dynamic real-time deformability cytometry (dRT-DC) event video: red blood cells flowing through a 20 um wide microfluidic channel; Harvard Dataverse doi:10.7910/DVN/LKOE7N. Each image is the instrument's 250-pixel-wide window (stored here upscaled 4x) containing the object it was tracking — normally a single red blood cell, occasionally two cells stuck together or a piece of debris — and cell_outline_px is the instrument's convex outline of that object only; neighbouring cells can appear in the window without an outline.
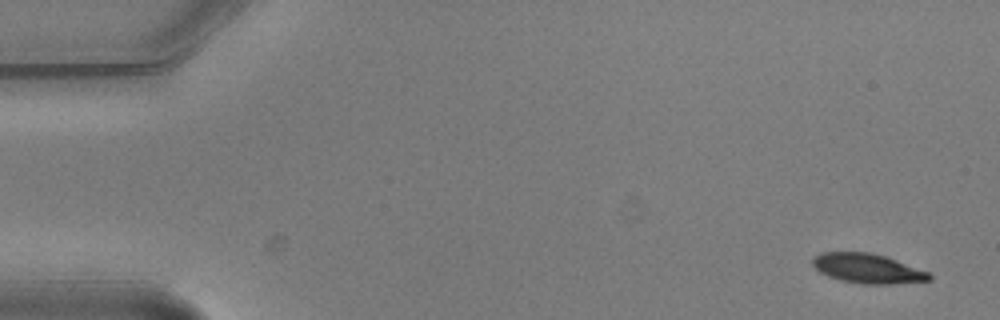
{"species": "common noctule bat (a hibernating species)", "species_latin": "Nyctalus noctula", "temperature_condition": "warm", "stored_images_in_passage": 5, "camera_frame_rate_fps": 3000, "um_per_image_px": 0.085, "animal": {"sex": "male", "body_mass_g": 20.5, "forearm_length_mm": 52.5}, "frame": {"image": 1, "passage_image": 1, "time_ms": 0.0, "image_size_px": [1000, 320], "cell_outline_px": [[932, 280], [892, 284], [864, 284], [840, 280], [828, 276], [820, 272], [812, 264], [812, 260], [820, 252], [868, 252], [884, 256], [896, 260], [928, 272], [932, 276]], "centroid_in_image_um": [73.73, 22.82], "position_along_channel_um": 11.3, "area_um2": 19.94}}
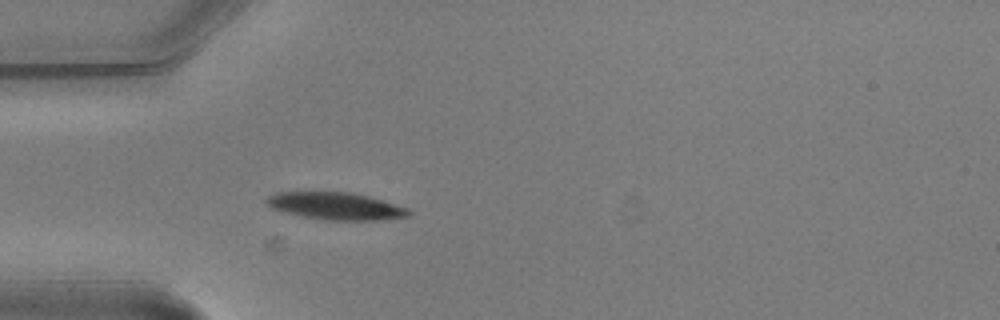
{"frame": {"image": 2, "passage_image": 5, "time_ms": 1.333, "image_size_px": [1000, 320], "cell_outline_px": [[412, 212], [408, 216], [380, 220], [324, 220], [304, 216], [272, 208], [264, 200], [268, 196], [276, 192], [352, 192], [368, 196], [408, 208]], "centroid_in_image_um": [28.56, 17.51], "position_along_channel_um": 56.4, "area_um2": 22.37}}